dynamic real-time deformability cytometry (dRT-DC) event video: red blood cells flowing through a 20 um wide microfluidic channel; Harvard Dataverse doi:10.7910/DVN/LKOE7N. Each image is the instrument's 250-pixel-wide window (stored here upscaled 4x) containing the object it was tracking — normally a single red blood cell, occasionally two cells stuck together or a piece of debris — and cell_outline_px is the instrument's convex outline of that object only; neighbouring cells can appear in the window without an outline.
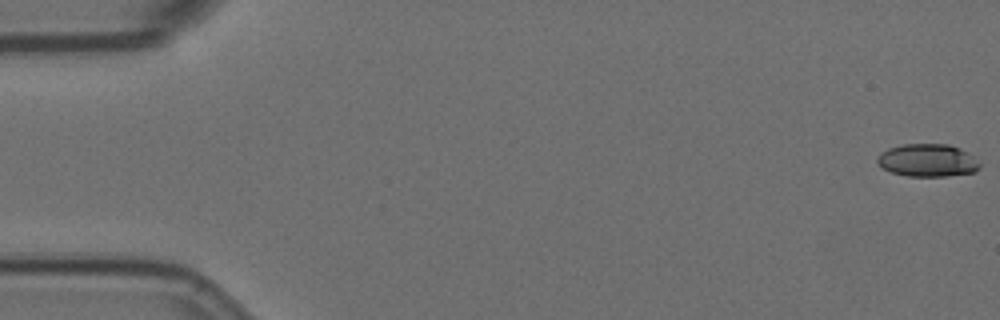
{"species": "Egyptian fruit bat (a non-hibernating species)", "species_latin": "Rousettus aegyptiacus", "temperature_condition": "room temperature", "stored_images_in_passage": 7, "camera_frame_rate_fps": 3000, "um_per_image_px": 0.085, "animal": {"sex": "female"}, "frame": {"image": 1, "passage_image": 1, "time_ms": 0.0, "image_size_px": [1000, 320], "cell_outline_px": [[980, 168], [976, 172], [944, 176], [908, 176], [892, 172], [880, 168], [876, 164], [876, 156], [880, 152], [888, 148], [904, 144], [948, 144], [960, 148], [968, 152], [980, 164]], "centroid_in_image_um": [78.8, 13.63], "position_along_channel_um": 6.2, "area_um2": 19.77}}
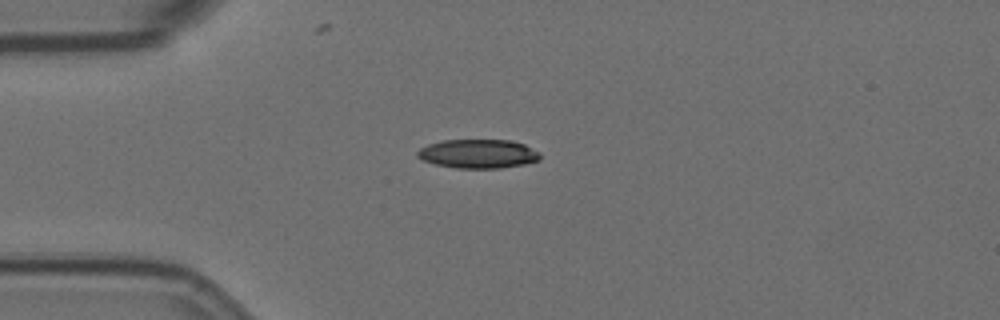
{"frame": {"image": 2, "passage_image": 5, "time_ms": 4.667, "image_size_px": [1000, 320], "cell_outline_px": [[540, 160], [524, 164], [500, 168], [456, 168], [436, 164], [424, 160], [416, 156], [416, 152], [420, 148], [428, 144], [444, 140], [512, 140], [524, 144], [540, 152]], "centroid_in_image_um": [40.66, 13.07], "position_along_channel_um": 44.3, "area_um2": 20.69}}
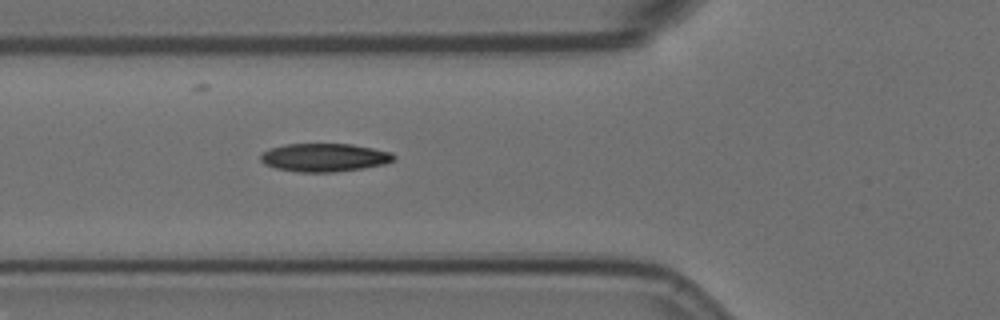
{"frame": {"image": 3, "passage_image": 7, "time_ms": 6.667, "image_size_px": [1000, 320], "cell_outline_px": [[396, 160], [384, 164], [364, 168], [332, 172], [300, 172], [276, 168], [264, 164], [260, 160], [260, 156], [264, 152], [272, 148], [284, 144], [352, 144], [392, 152], [396, 156]], "centroid_in_image_um": [27.61, 13.39], "position_along_channel_um": 98.2, "area_um2": 21.91}}